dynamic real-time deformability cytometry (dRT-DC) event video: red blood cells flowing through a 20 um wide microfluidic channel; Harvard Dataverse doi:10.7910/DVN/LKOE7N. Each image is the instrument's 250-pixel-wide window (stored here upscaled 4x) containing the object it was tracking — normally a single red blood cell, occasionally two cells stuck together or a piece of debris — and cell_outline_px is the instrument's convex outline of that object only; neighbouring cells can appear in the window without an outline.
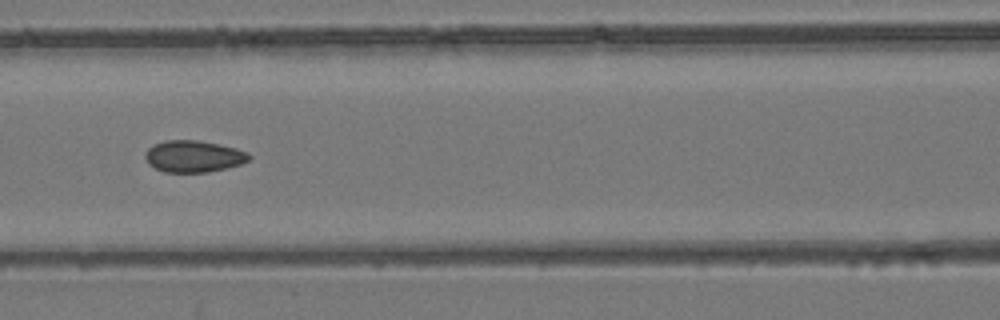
{"species": "common noctule bat (a hibernating species)", "species_latin": "Nyctalus noctula", "temperature_condition": "room temperature", "stored_images_in_passage": 10, "camera_frame_rate_fps": 3000, "um_per_image_px": 0.085, "animal": {"sex": "female", "body_mass_g": 24.6, "forearm_length_mm": 56.2}, "frame": {"image": 1, "passage_image": 7, "time_ms": 7.333, "image_size_px": [1000, 320], "cell_outline_px": [[252, 156], [248, 160], [240, 164], [208, 172], [164, 172], [148, 164], [144, 156], [148, 148], [152, 144], [164, 140], [196, 140], [220, 144], [236, 148], [248, 152]], "centroid_in_image_um": [16.43, 13.28], "position_along_channel_um": 150.2, "area_um2": 19.25}}
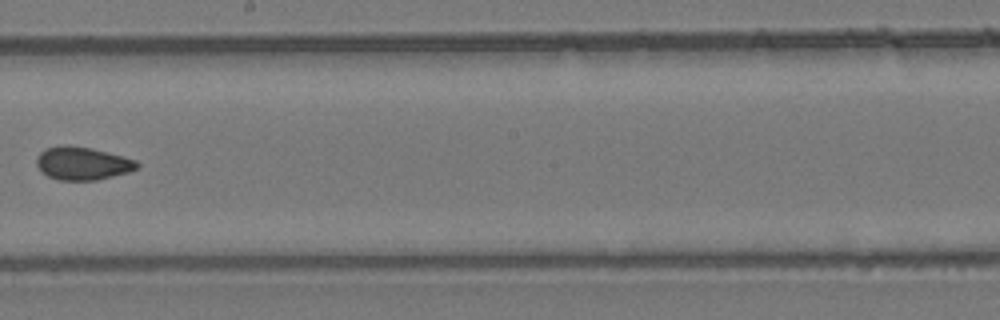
{"frame": {"image": 2, "passage_image": 9, "time_ms": 9.667, "image_size_px": [1000, 320], "cell_outline_px": [[140, 164], [136, 168], [128, 172], [96, 180], [60, 180], [48, 176], [40, 172], [36, 164], [36, 160], [40, 152], [44, 148], [64, 144], [68, 144], [92, 148], [124, 156], [136, 160]], "centroid_in_image_um": [6.98, 13.87], "position_along_channel_um": 241.2, "area_um2": 19.54}}
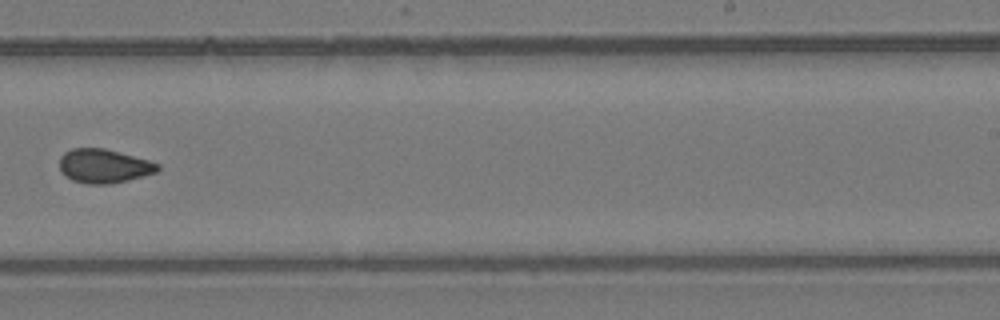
{"frame": {"image": 3, "passage_image": 10, "time_ms": 10.667, "image_size_px": [1000, 320], "cell_outline_px": [[160, 168], [156, 172], [128, 180], [108, 184], [88, 184], [72, 180], [60, 168], [60, 156], [64, 152], [72, 148], [104, 148], [148, 160], [160, 164]], "centroid_in_image_um": [8.83, 14.1], "position_along_channel_um": 280.2, "area_um2": 19.19}}